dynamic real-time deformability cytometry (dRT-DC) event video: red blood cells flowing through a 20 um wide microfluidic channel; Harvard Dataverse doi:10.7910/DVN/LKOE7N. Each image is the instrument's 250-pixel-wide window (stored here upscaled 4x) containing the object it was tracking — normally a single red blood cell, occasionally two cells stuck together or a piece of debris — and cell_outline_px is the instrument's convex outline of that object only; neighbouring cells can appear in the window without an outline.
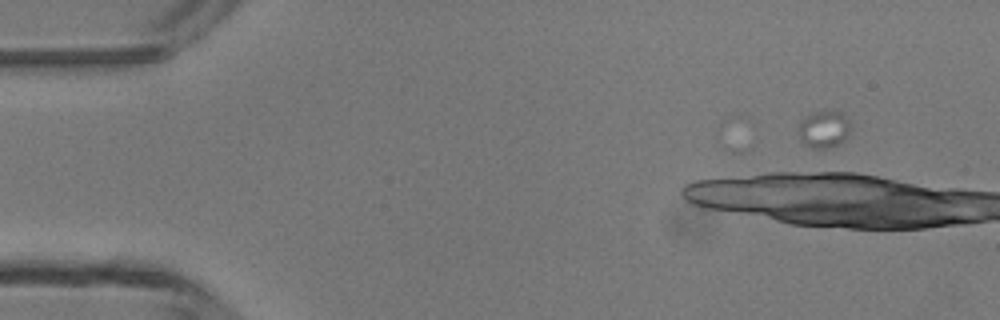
{"species": "common noctule bat (a hibernating species)", "species_latin": "Nyctalus noctula", "temperature_condition": "room temperature", "stored_images_in_passage": 1, "camera_frame_rate_fps": 3000, "um_per_image_px": 0.085, "animal": {"sex": "male", "body_mass_g": 13.3}, "frame": {"image": 1, "passage_image": 1, "time_ms": 0.0, "image_size_px": [1000, 320], "cell_outline_px": [[852, 124], [848, 132], [836, 144], [824, 148], [812, 148], [804, 144], [800, 140], [796, 128], [800, 120], [812, 112], [840, 112]], "centroid_in_image_um": [69.94, 10.97], "position_along_channel_um": 15.1, "area_um2": 11.04}}